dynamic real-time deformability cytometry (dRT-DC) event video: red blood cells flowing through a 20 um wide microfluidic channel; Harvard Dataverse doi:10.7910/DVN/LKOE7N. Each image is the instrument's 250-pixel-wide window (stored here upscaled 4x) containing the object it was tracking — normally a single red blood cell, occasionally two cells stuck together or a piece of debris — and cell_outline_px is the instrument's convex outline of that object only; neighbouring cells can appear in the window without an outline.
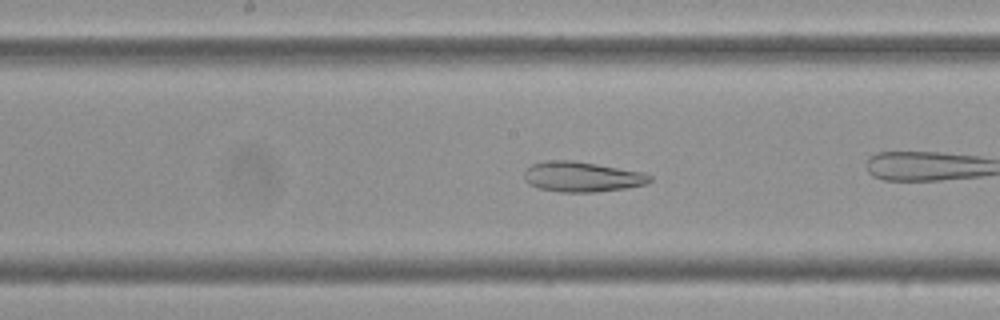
{"species": "Egyptian fruit bat (a non-hibernating species)", "species_latin": "Rousettus aegyptiacus", "temperature_condition": "cold", "stored_images_in_passage": 22, "camera_frame_rate_fps": 3000, "um_per_image_px": 0.085, "frame": {"image": 1, "passage_image": 19, "time_ms": 6.0, "image_size_px": [1000, 320], "cell_outline_px": [[652, 180], [648, 184], [624, 188], [596, 192], [560, 192], [540, 188], [528, 184], [524, 180], [524, 172], [532, 164], [544, 160], [572, 160], [644, 172], [652, 176]], "centroid_in_image_um": [49.47, 15.02], "position_along_channel_um": 198.7, "area_um2": 22.2}}